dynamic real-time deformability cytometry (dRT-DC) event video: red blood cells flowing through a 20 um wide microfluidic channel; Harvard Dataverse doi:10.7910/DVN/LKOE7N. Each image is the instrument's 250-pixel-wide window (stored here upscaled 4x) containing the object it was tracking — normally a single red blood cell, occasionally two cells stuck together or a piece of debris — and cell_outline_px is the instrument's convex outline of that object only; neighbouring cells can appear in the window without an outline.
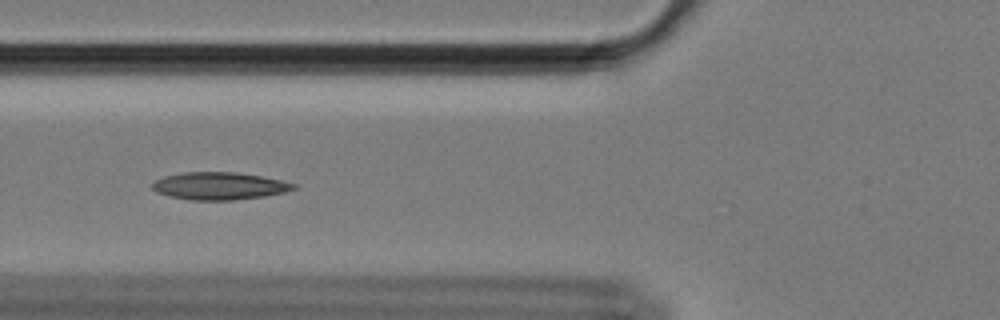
{"species": "Egyptian fruit bat (a non-hibernating species)", "species_latin": "Rousettus aegyptiacus", "temperature_condition": "cold", "stored_images_in_passage": 54, "camera_frame_rate_fps": 3000, "um_per_image_px": 0.085, "animal": {"sex": "female"}, "frame": {"image": 1, "passage_image": 17, "time_ms": 5.333, "image_size_px": [1000, 320], "cell_outline_px": [[296, 188], [284, 192], [264, 196], [236, 200], [192, 200], [168, 196], [156, 192], [152, 188], [152, 184], [156, 180], [164, 176], [184, 172], [236, 172], [260, 176], [280, 180], [296, 184]], "centroid_in_image_um": [18.62, 15.81], "position_along_channel_um": 107.2, "area_um2": 22.54}}
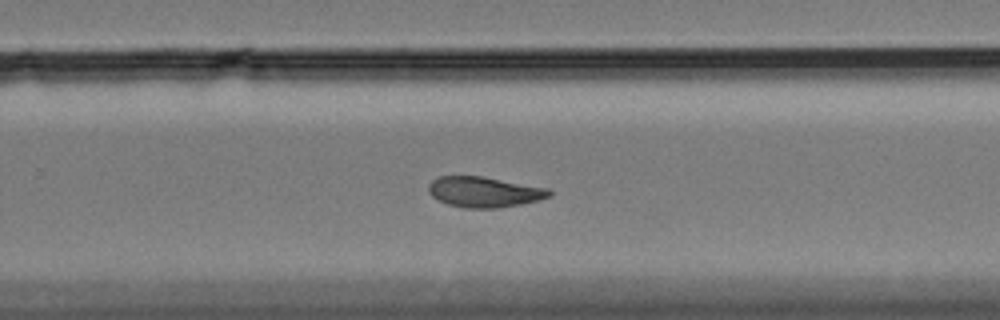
{"frame": {"image": 2, "passage_image": 33, "time_ms": 10.667, "image_size_px": [1000, 320], "cell_outline_px": [[552, 196], [540, 200], [500, 208], [464, 208], [448, 204], [432, 196], [428, 192], [428, 184], [432, 180], [440, 176], [480, 176], [548, 188], [552, 192]], "centroid_in_image_um": [41.16, 16.32], "position_along_channel_um": 288.6, "area_um2": 21.44}}
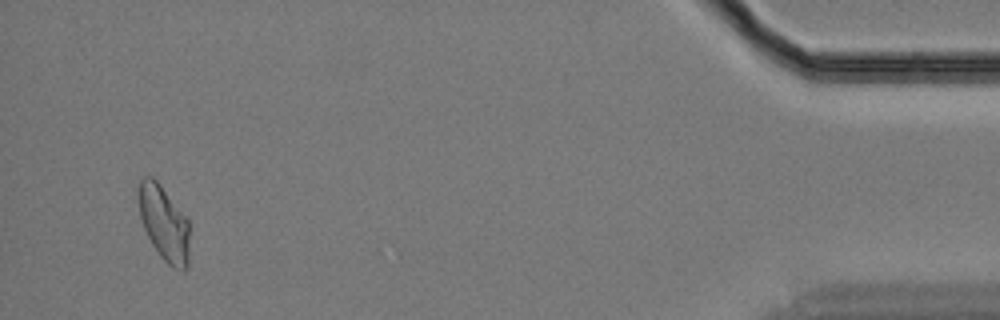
{"frame": {"image": 3, "passage_image": 51, "time_ms": 16.667, "image_size_px": [1000, 320], "cell_outline_px": [[188, 268], [184, 272], [172, 268], [160, 256], [152, 244], [144, 228], [140, 216], [140, 180], [144, 176], [152, 176], [160, 184], [188, 216]], "centroid_in_image_um": [13.98, 19.0], "position_along_channel_um": 421.2, "area_um2": 22.25}}